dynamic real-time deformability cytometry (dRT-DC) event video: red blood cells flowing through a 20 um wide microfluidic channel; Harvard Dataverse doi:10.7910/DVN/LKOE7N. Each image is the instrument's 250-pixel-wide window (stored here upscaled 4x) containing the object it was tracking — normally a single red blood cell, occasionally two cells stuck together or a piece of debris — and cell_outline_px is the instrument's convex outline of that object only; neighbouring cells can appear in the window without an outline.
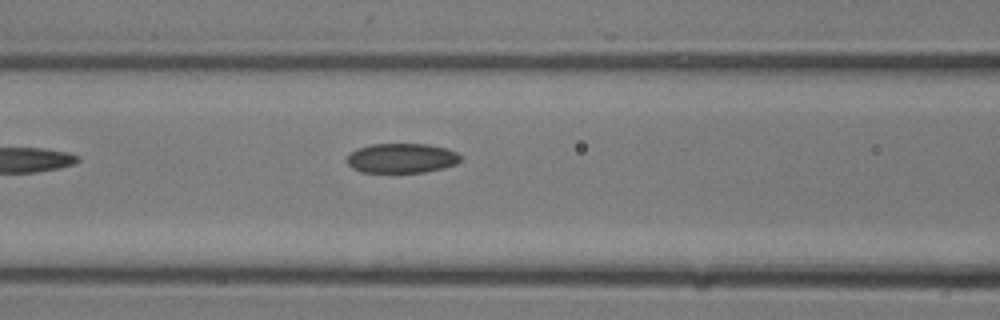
{"species": "common noctule bat (a hibernating species)", "species_latin": "Nyctalus noctula", "temperature_condition": "room temperature", "stored_images_in_passage": 4, "camera_frame_rate_fps": 3000, "um_per_image_px": 0.085, "animal": {"sex": "male", "body_mass_g": 13.3}, "frame": {"image": 1, "passage_image": 4, "time_ms": 1.0, "image_size_px": [1000, 320], "cell_outline_px": [[460, 160], [456, 164], [444, 168], [424, 172], [360, 172], [352, 168], [348, 164], [348, 156], [352, 152], [360, 148], [372, 144], [428, 144], [444, 148], [456, 152], [460, 156]], "centroid_in_image_um": [34.15, 13.45], "position_along_channel_um": 132.4, "area_um2": 19.42}}